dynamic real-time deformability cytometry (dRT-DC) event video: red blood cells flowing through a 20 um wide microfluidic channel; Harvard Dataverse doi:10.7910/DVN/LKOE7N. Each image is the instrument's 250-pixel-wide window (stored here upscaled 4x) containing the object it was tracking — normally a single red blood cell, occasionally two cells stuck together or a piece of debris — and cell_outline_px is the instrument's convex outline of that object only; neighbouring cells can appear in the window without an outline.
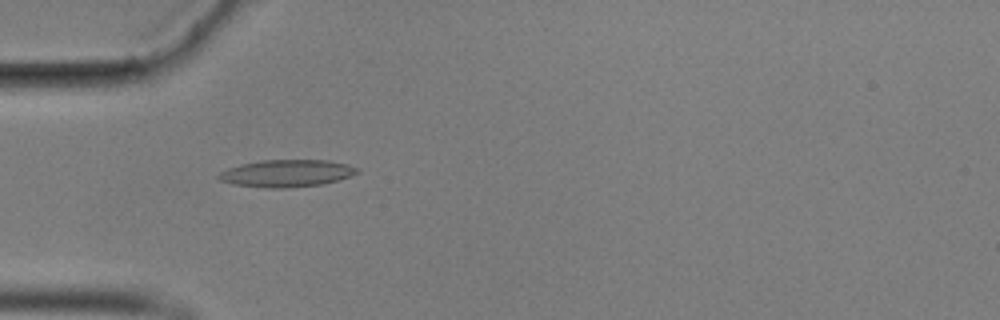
{"species": "common noctule bat (a hibernating species)", "species_latin": "Nyctalus noctula", "temperature_condition": "cold", "stored_images_in_passage": 56, "camera_frame_rate_fps": 3000, "um_per_image_px": 0.085, "animal": {"sex": "male", "body_mass_g": 17.9}, "frame": {"image": 1, "passage_image": 17, "time_ms": 5.333, "image_size_px": [1000, 320], "cell_outline_px": [[360, 172], [352, 176], [320, 184], [288, 188], [264, 188], [232, 184], [220, 180], [216, 176], [220, 172], [228, 168], [240, 164], [264, 160], [328, 160], [348, 164], [360, 168]], "centroid_in_image_um": [24.38, 14.73], "position_along_channel_um": 60.6, "area_um2": 22.08}}
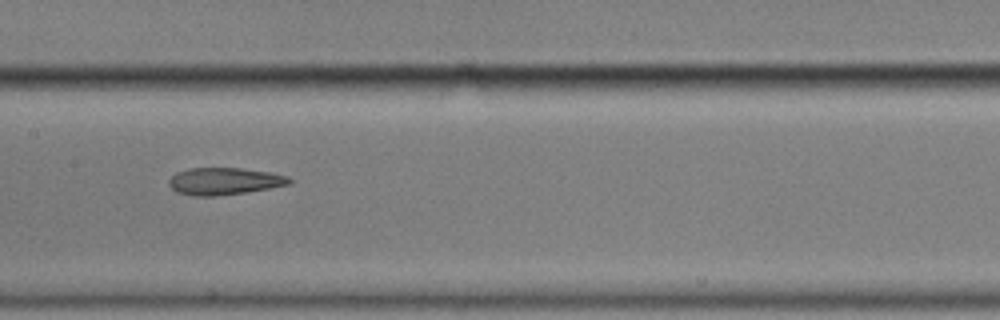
{"frame": {"image": 2, "passage_image": 28, "time_ms": 9.0, "image_size_px": [1000, 320], "cell_outline_px": [[292, 184], [244, 192], [216, 196], [192, 196], [176, 192], [168, 184], [168, 180], [176, 172], [192, 168], [240, 168], [268, 172], [288, 176], [292, 180]], "centroid_in_image_um": [19.04, 15.4], "position_along_channel_um": 188.4, "area_um2": 18.96}}
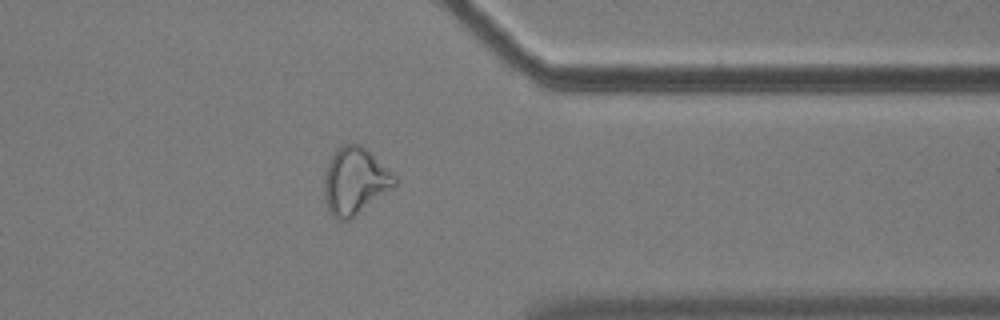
{"frame": {"image": 3, "passage_image": 45, "time_ms": 14.667, "image_size_px": [1000, 320], "cell_outline_px": [[400, 180], [396, 184], [348, 220], [340, 220], [332, 216], [328, 208], [324, 192], [324, 176], [328, 164], [336, 148], [344, 144], [360, 144], [396, 176]], "centroid_in_image_um": [30.15, 15.37], "position_along_channel_um": 381.3, "area_um2": 26.76}, "authors_computed_cell_mechanics": {"area_um2": 20.5768, "velocity_mm_per_s": 3.551, "shape_relaxation_time_tau1_ms": null, "shape_relaxation_time_tau2_ms": 4.1546, "deformation_change_tau1": null, "deformation_change_tau2": 0.1331}}